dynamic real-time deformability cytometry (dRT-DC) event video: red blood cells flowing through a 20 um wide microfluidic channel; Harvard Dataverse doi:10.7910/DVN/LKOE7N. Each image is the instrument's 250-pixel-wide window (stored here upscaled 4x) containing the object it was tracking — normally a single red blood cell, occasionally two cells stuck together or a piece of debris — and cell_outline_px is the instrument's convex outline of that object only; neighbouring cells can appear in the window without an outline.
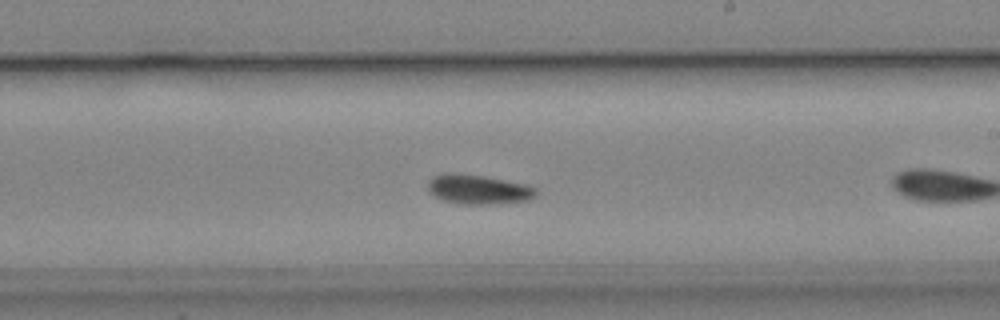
{"species": "common noctule bat (a hibernating species)", "species_latin": "Nyctalus noctula", "temperature_condition": "cold", "stored_images_in_passage": 41, "camera_frame_rate_fps": 3000, "um_per_image_px": 0.085, "animal": {"sex": "male", "body_mass_g": 19.2, "forearm_length_mm": 51.8}, "frame": {"image": 1, "passage_image": 18, "time_ms": 5.667, "image_size_px": [1000, 320], "cell_outline_px": [[536, 196], [528, 200], [492, 204], [456, 204], [444, 200], [428, 192], [428, 180], [432, 176], [440, 172], [448, 172], [480, 176], [524, 184], [536, 188]], "centroid_in_image_um": [40.58, 16.1], "position_along_channel_um": 248.4, "area_um2": 18.5}}